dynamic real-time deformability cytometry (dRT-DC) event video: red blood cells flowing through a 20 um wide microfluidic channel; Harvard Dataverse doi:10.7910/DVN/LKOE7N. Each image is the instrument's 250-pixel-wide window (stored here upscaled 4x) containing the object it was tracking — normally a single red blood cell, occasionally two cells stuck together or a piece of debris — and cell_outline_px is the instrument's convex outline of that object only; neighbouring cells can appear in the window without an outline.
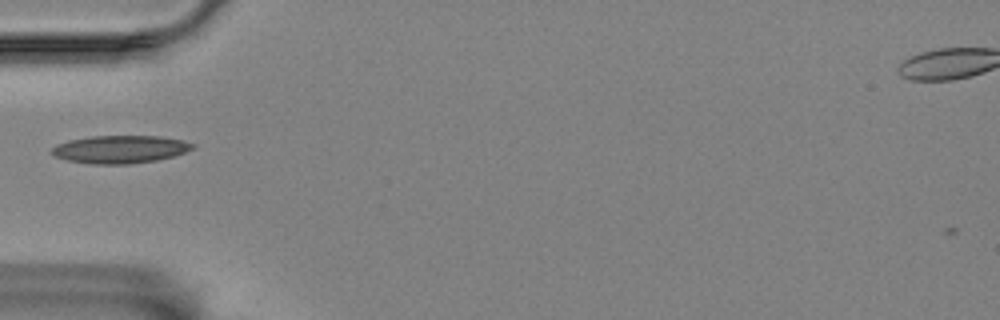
{"species": "Egyptian fruit bat (a non-hibernating species)", "species_latin": "Rousettus aegyptiacus", "temperature_condition": "room temperature", "stored_images_in_passage": 39, "camera_frame_rate_fps": 3000, "um_per_image_px": 0.085, "animal": {"sex": "female"}, "frame": {"image": 1, "passage_image": 1, "time_ms": 0.0, "image_size_px": [1000, 320], "cell_outline_px": [[196, 144], [192, 148], [184, 152], [172, 156], [156, 160], [128, 164], [92, 164], [68, 160], [56, 156], [52, 152], [52, 148], [56, 144], [68, 140], [92, 136], [160, 136], [184, 140]], "centroid_in_image_um": [10.21, 12.68], "position_along_channel_um": 74.8, "area_um2": 22.66}}
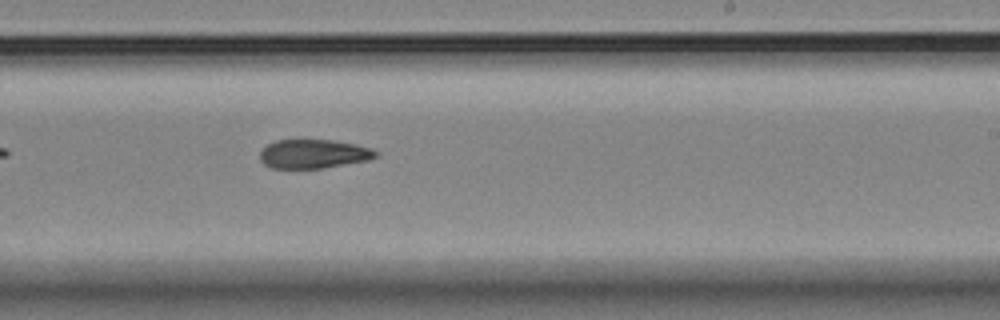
{"frame": {"image": 2, "passage_image": 17, "time_ms": 5.333, "image_size_px": [1000, 320], "cell_outline_px": [[380, 156], [368, 160], [324, 168], [272, 168], [264, 164], [260, 160], [260, 152], [268, 144], [276, 140], [332, 140], [372, 148], [380, 152]], "centroid_in_image_um": [26.68, 13.08], "position_along_channel_um": 262.3, "area_um2": 19.54}}
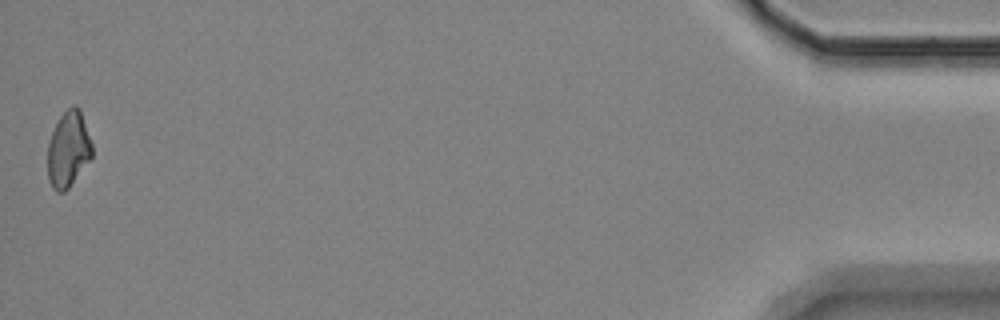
{"frame": {"image": 3, "passage_image": 39, "time_ms": 12.667, "image_size_px": [1000, 320], "cell_outline_px": [[92, 156], [68, 188], [64, 192], [56, 192], [52, 188], [48, 180], [48, 144], [52, 132], [60, 116], [72, 104], [76, 104], [80, 108], [92, 144]], "centroid_in_image_um": [5.8, 12.68], "position_along_channel_um": 429.4, "area_um2": 19.54}}